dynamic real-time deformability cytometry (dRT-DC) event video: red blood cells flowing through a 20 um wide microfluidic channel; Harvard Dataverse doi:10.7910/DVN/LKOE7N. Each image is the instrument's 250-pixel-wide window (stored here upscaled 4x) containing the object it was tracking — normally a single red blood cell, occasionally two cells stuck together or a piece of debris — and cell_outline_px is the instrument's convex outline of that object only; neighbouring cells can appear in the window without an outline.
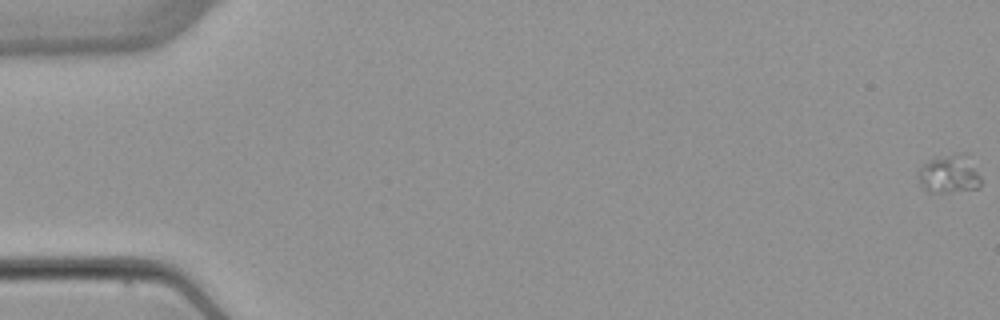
{"species": "common noctule bat (a hibernating species)", "species_latin": "Nyctalus noctula", "temperature_condition": "warm", "stored_images_in_passage": 5, "camera_frame_rate_fps": 3000, "um_per_image_px": 0.085, "animal": {"sex": "female", "body_mass_g": 22.7, "forearm_length_mm": 54.2}, "frame": {"image": 1, "passage_image": 1, "time_ms": 0.0, "image_size_px": [1000, 320], "cell_outline_px": [[980, 188], [948, 192], [928, 192], [920, 184], [916, 176], [920, 168], [924, 164], [932, 160], [952, 156], [972, 168], [980, 176]], "centroid_in_image_um": [80.56, 14.96], "position_along_channel_um": 4.4, "area_um2": 12.43}}